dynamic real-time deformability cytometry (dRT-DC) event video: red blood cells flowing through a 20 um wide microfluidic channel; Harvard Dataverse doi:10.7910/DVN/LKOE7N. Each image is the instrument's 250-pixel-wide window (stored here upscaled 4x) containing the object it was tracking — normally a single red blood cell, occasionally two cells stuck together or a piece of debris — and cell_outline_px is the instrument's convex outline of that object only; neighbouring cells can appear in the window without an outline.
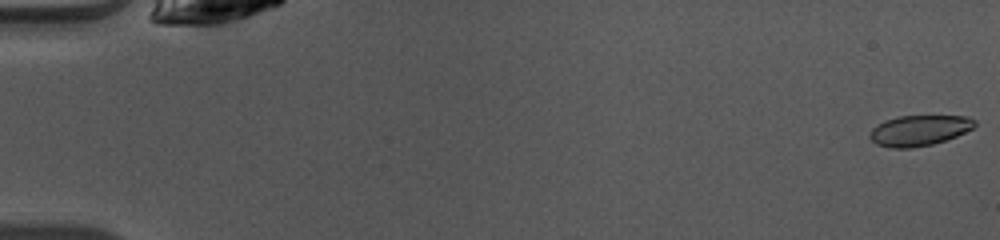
{"species": "common noctule bat (a hibernating species)", "species_latin": "Nyctalus noctula", "temperature_condition": "warm", "stored_images_in_passage": 35, "camera_frame_rate_fps": 3000, "um_per_image_px": 0.085, "animal": {"sex": "female", "body_mass_g": 10.0, "forearm_length_mm": 53.1}, "frame": {"image": 1, "passage_image": 1, "time_ms": 0.0, "image_size_px": [1000, 240], "cell_outline_px": [[976, 124], [972, 128], [956, 136], [932, 144], [908, 148], [892, 148], [876, 144], [868, 136], [872, 128], [888, 120], [900, 116], [968, 116], [976, 120]], "centroid_in_image_um": [78.14, 11.09], "position_along_channel_um": 6.9, "area_um2": 18.38}}
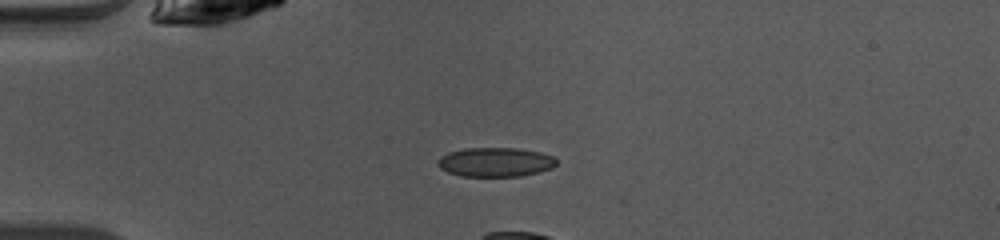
{"frame": {"image": 2, "passage_image": 13, "time_ms": 4.0, "image_size_px": [1000, 240], "cell_outline_px": [[556, 164], [552, 168], [520, 176], [460, 176], [448, 172], [440, 168], [436, 164], [436, 160], [440, 156], [448, 152], [464, 148], [516, 148], [540, 152], [552, 156], [556, 160]], "centroid_in_image_um": [42.05, 13.77], "position_along_channel_um": 43.0, "area_um2": 20.23}}